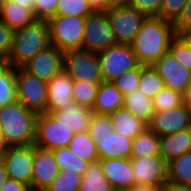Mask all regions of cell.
Segmentation results:
<instances>
[{
	"label": "cell",
	"mask_w": 191,
	"mask_h": 191,
	"mask_svg": "<svg viewBox=\"0 0 191 191\" xmlns=\"http://www.w3.org/2000/svg\"><path fill=\"white\" fill-rule=\"evenodd\" d=\"M175 36L173 22L159 16L147 17L131 43L139 63L151 66L169 50Z\"/></svg>",
	"instance_id": "obj_1"
},
{
	"label": "cell",
	"mask_w": 191,
	"mask_h": 191,
	"mask_svg": "<svg viewBox=\"0 0 191 191\" xmlns=\"http://www.w3.org/2000/svg\"><path fill=\"white\" fill-rule=\"evenodd\" d=\"M51 45L47 20H35L32 24L14 31L13 44L6 64L22 67L38 52Z\"/></svg>",
	"instance_id": "obj_2"
},
{
	"label": "cell",
	"mask_w": 191,
	"mask_h": 191,
	"mask_svg": "<svg viewBox=\"0 0 191 191\" xmlns=\"http://www.w3.org/2000/svg\"><path fill=\"white\" fill-rule=\"evenodd\" d=\"M37 113L20 101L0 108V125L8 146L35 144Z\"/></svg>",
	"instance_id": "obj_3"
},
{
	"label": "cell",
	"mask_w": 191,
	"mask_h": 191,
	"mask_svg": "<svg viewBox=\"0 0 191 191\" xmlns=\"http://www.w3.org/2000/svg\"><path fill=\"white\" fill-rule=\"evenodd\" d=\"M85 17L52 16L48 22L50 42L62 52L83 49Z\"/></svg>",
	"instance_id": "obj_4"
},
{
	"label": "cell",
	"mask_w": 191,
	"mask_h": 191,
	"mask_svg": "<svg viewBox=\"0 0 191 191\" xmlns=\"http://www.w3.org/2000/svg\"><path fill=\"white\" fill-rule=\"evenodd\" d=\"M103 81L113 82L124 72L137 68L140 63L131 44L117 43L98 52Z\"/></svg>",
	"instance_id": "obj_5"
},
{
	"label": "cell",
	"mask_w": 191,
	"mask_h": 191,
	"mask_svg": "<svg viewBox=\"0 0 191 191\" xmlns=\"http://www.w3.org/2000/svg\"><path fill=\"white\" fill-rule=\"evenodd\" d=\"M117 43L131 44L147 16L129 5L109 7L106 11Z\"/></svg>",
	"instance_id": "obj_6"
},
{
	"label": "cell",
	"mask_w": 191,
	"mask_h": 191,
	"mask_svg": "<svg viewBox=\"0 0 191 191\" xmlns=\"http://www.w3.org/2000/svg\"><path fill=\"white\" fill-rule=\"evenodd\" d=\"M74 81L103 82L98 53L85 49L64 52V67Z\"/></svg>",
	"instance_id": "obj_7"
},
{
	"label": "cell",
	"mask_w": 191,
	"mask_h": 191,
	"mask_svg": "<svg viewBox=\"0 0 191 191\" xmlns=\"http://www.w3.org/2000/svg\"><path fill=\"white\" fill-rule=\"evenodd\" d=\"M17 100L28 109L45 113L47 109L48 82L35 77L22 67L16 68Z\"/></svg>",
	"instance_id": "obj_8"
},
{
	"label": "cell",
	"mask_w": 191,
	"mask_h": 191,
	"mask_svg": "<svg viewBox=\"0 0 191 191\" xmlns=\"http://www.w3.org/2000/svg\"><path fill=\"white\" fill-rule=\"evenodd\" d=\"M117 44L105 11L92 12L86 17L83 49L100 52Z\"/></svg>",
	"instance_id": "obj_9"
},
{
	"label": "cell",
	"mask_w": 191,
	"mask_h": 191,
	"mask_svg": "<svg viewBox=\"0 0 191 191\" xmlns=\"http://www.w3.org/2000/svg\"><path fill=\"white\" fill-rule=\"evenodd\" d=\"M74 134L65 126L58 123L50 114H37L35 129L36 146L51 150L67 147Z\"/></svg>",
	"instance_id": "obj_10"
},
{
	"label": "cell",
	"mask_w": 191,
	"mask_h": 191,
	"mask_svg": "<svg viewBox=\"0 0 191 191\" xmlns=\"http://www.w3.org/2000/svg\"><path fill=\"white\" fill-rule=\"evenodd\" d=\"M9 178L31 186L34 144L9 146L1 155Z\"/></svg>",
	"instance_id": "obj_11"
},
{
	"label": "cell",
	"mask_w": 191,
	"mask_h": 191,
	"mask_svg": "<svg viewBox=\"0 0 191 191\" xmlns=\"http://www.w3.org/2000/svg\"><path fill=\"white\" fill-rule=\"evenodd\" d=\"M148 127L158 136L173 134L191 128V108L182 105L162 112H155Z\"/></svg>",
	"instance_id": "obj_12"
},
{
	"label": "cell",
	"mask_w": 191,
	"mask_h": 191,
	"mask_svg": "<svg viewBox=\"0 0 191 191\" xmlns=\"http://www.w3.org/2000/svg\"><path fill=\"white\" fill-rule=\"evenodd\" d=\"M152 68L164 81V86L184 95L191 80V70L185 68L168 50Z\"/></svg>",
	"instance_id": "obj_13"
},
{
	"label": "cell",
	"mask_w": 191,
	"mask_h": 191,
	"mask_svg": "<svg viewBox=\"0 0 191 191\" xmlns=\"http://www.w3.org/2000/svg\"><path fill=\"white\" fill-rule=\"evenodd\" d=\"M64 67V52L54 45L38 52L22 68L40 80L49 82Z\"/></svg>",
	"instance_id": "obj_14"
},
{
	"label": "cell",
	"mask_w": 191,
	"mask_h": 191,
	"mask_svg": "<svg viewBox=\"0 0 191 191\" xmlns=\"http://www.w3.org/2000/svg\"><path fill=\"white\" fill-rule=\"evenodd\" d=\"M135 184L164 185L167 181V163L161 155L131 157Z\"/></svg>",
	"instance_id": "obj_15"
},
{
	"label": "cell",
	"mask_w": 191,
	"mask_h": 191,
	"mask_svg": "<svg viewBox=\"0 0 191 191\" xmlns=\"http://www.w3.org/2000/svg\"><path fill=\"white\" fill-rule=\"evenodd\" d=\"M53 150L38 147L34 144L31 188L33 191H44L60 173Z\"/></svg>",
	"instance_id": "obj_16"
},
{
	"label": "cell",
	"mask_w": 191,
	"mask_h": 191,
	"mask_svg": "<svg viewBox=\"0 0 191 191\" xmlns=\"http://www.w3.org/2000/svg\"><path fill=\"white\" fill-rule=\"evenodd\" d=\"M74 80L62 70L48 82L46 114L56 112L74 102Z\"/></svg>",
	"instance_id": "obj_17"
},
{
	"label": "cell",
	"mask_w": 191,
	"mask_h": 191,
	"mask_svg": "<svg viewBox=\"0 0 191 191\" xmlns=\"http://www.w3.org/2000/svg\"><path fill=\"white\" fill-rule=\"evenodd\" d=\"M91 138L96 143L99 159L131 158L133 139L114 131Z\"/></svg>",
	"instance_id": "obj_18"
},
{
	"label": "cell",
	"mask_w": 191,
	"mask_h": 191,
	"mask_svg": "<svg viewBox=\"0 0 191 191\" xmlns=\"http://www.w3.org/2000/svg\"><path fill=\"white\" fill-rule=\"evenodd\" d=\"M99 160L105 178L115 189L132 188L135 185L130 159L107 158Z\"/></svg>",
	"instance_id": "obj_19"
},
{
	"label": "cell",
	"mask_w": 191,
	"mask_h": 191,
	"mask_svg": "<svg viewBox=\"0 0 191 191\" xmlns=\"http://www.w3.org/2000/svg\"><path fill=\"white\" fill-rule=\"evenodd\" d=\"M58 123L65 126L73 133L89 130L90 120L93 115L91 109L73 102L64 108L49 113Z\"/></svg>",
	"instance_id": "obj_20"
},
{
	"label": "cell",
	"mask_w": 191,
	"mask_h": 191,
	"mask_svg": "<svg viewBox=\"0 0 191 191\" xmlns=\"http://www.w3.org/2000/svg\"><path fill=\"white\" fill-rule=\"evenodd\" d=\"M124 106V95L112 82L100 83L92 112L109 115Z\"/></svg>",
	"instance_id": "obj_21"
},
{
	"label": "cell",
	"mask_w": 191,
	"mask_h": 191,
	"mask_svg": "<svg viewBox=\"0 0 191 191\" xmlns=\"http://www.w3.org/2000/svg\"><path fill=\"white\" fill-rule=\"evenodd\" d=\"M191 151V128L160 137V155L166 163Z\"/></svg>",
	"instance_id": "obj_22"
},
{
	"label": "cell",
	"mask_w": 191,
	"mask_h": 191,
	"mask_svg": "<svg viewBox=\"0 0 191 191\" xmlns=\"http://www.w3.org/2000/svg\"><path fill=\"white\" fill-rule=\"evenodd\" d=\"M109 117L113 131L131 139H134L148 126L125 107L117 109L115 112L109 114Z\"/></svg>",
	"instance_id": "obj_23"
},
{
	"label": "cell",
	"mask_w": 191,
	"mask_h": 191,
	"mask_svg": "<svg viewBox=\"0 0 191 191\" xmlns=\"http://www.w3.org/2000/svg\"><path fill=\"white\" fill-rule=\"evenodd\" d=\"M0 20L14 31L37 20L34 14L20 5L4 1L0 3Z\"/></svg>",
	"instance_id": "obj_24"
},
{
	"label": "cell",
	"mask_w": 191,
	"mask_h": 191,
	"mask_svg": "<svg viewBox=\"0 0 191 191\" xmlns=\"http://www.w3.org/2000/svg\"><path fill=\"white\" fill-rule=\"evenodd\" d=\"M135 117L141 119L147 125L150 123L155 111L153 99L144 95L139 89L124 96V106Z\"/></svg>",
	"instance_id": "obj_25"
},
{
	"label": "cell",
	"mask_w": 191,
	"mask_h": 191,
	"mask_svg": "<svg viewBox=\"0 0 191 191\" xmlns=\"http://www.w3.org/2000/svg\"><path fill=\"white\" fill-rule=\"evenodd\" d=\"M78 191H115L114 186L104 176L100 160L89 164Z\"/></svg>",
	"instance_id": "obj_26"
},
{
	"label": "cell",
	"mask_w": 191,
	"mask_h": 191,
	"mask_svg": "<svg viewBox=\"0 0 191 191\" xmlns=\"http://www.w3.org/2000/svg\"><path fill=\"white\" fill-rule=\"evenodd\" d=\"M17 100L16 68L0 63V108Z\"/></svg>",
	"instance_id": "obj_27"
},
{
	"label": "cell",
	"mask_w": 191,
	"mask_h": 191,
	"mask_svg": "<svg viewBox=\"0 0 191 191\" xmlns=\"http://www.w3.org/2000/svg\"><path fill=\"white\" fill-rule=\"evenodd\" d=\"M160 155V136L148 126L133 139L131 157Z\"/></svg>",
	"instance_id": "obj_28"
},
{
	"label": "cell",
	"mask_w": 191,
	"mask_h": 191,
	"mask_svg": "<svg viewBox=\"0 0 191 191\" xmlns=\"http://www.w3.org/2000/svg\"><path fill=\"white\" fill-rule=\"evenodd\" d=\"M67 147L74 155L84 161L91 163L99 160L96 143L88 131L75 133Z\"/></svg>",
	"instance_id": "obj_29"
},
{
	"label": "cell",
	"mask_w": 191,
	"mask_h": 191,
	"mask_svg": "<svg viewBox=\"0 0 191 191\" xmlns=\"http://www.w3.org/2000/svg\"><path fill=\"white\" fill-rule=\"evenodd\" d=\"M167 181L191 185V151L167 163Z\"/></svg>",
	"instance_id": "obj_30"
},
{
	"label": "cell",
	"mask_w": 191,
	"mask_h": 191,
	"mask_svg": "<svg viewBox=\"0 0 191 191\" xmlns=\"http://www.w3.org/2000/svg\"><path fill=\"white\" fill-rule=\"evenodd\" d=\"M53 152L60 170H68V172L72 170L84 175V172L88 169L90 163L74 155L68 147L56 148Z\"/></svg>",
	"instance_id": "obj_31"
},
{
	"label": "cell",
	"mask_w": 191,
	"mask_h": 191,
	"mask_svg": "<svg viewBox=\"0 0 191 191\" xmlns=\"http://www.w3.org/2000/svg\"><path fill=\"white\" fill-rule=\"evenodd\" d=\"M163 88L164 81L152 66L141 65V77L138 89L147 97L153 99Z\"/></svg>",
	"instance_id": "obj_32"
},
{
	"label": "cell",
	"mask_w": 191,
	"mask_h": 191,
	"mask_svg": "<svg viewBox=\"0 0 191 191\" xmlns=\"http://www.w3.org/2000/svg\"><path fill=\"white\" fill-rule=\"evenodd\" d=\"M100 83H90L86 81H74L73 97L74 102L92 109Z\"/></svg>",
	"instance_id": "obj_33"
},
{
	"label": "cell",
	"mask_w": 191,
	"mask_h": 191,
	"mask_svg": "<svg viewBox=\"0 0 191 191\" xmlns=\"http://www.w3.org/2000/svg\"><path fill=\"white\" fill-rule=\"evenodd\" d=\"M83 175L76 172L61 170L53 182L44 191H78Z\"/></svg>",
	"instance_id": "obj_34"
},
{
	"label": "cell",
	"mask_w": 191,
	"mask_h": 191,
	"mask_svg": "<svg viewBox=\"0 0 191 191\" xmlns=\"http://www.w3.org/2000/svg\"><path fill=\"white\" fill-rule=\"evenodd\" d=\"M184 103V95L171 90L169 88H163L153 98V108L155 112H162L168 109L177 107Z\"/></svg>",
	"instance_id": "obj_35"
},
{
	"label": "cell",
	"mask_w": 191,
	"mask_h": 191,
	"mask_svg": "<svg viewBox=\"0 0 191 191\" xmlns=\"http://www.w3.org/2000/svg\"><path fill=\"white\" fill-rule=\"evenodd\" d=\"M92 12L87 0H59L56 15L86 18Z\"/></svg>",
	"instance_id": "obj_36"
},
{
	"label": "cell",
	"mask_w": 191,
	"mask_h": 191,
	"mask_svg": "<svg viewBox=\"0 0 191 191\" xmlns=\"http://www.w3.org/2000/svg\"><path fill=\"white\" fill-rule=\"evenodd\" d=\"M169 51L181 65L191 70V45L184 36L176 35L171 40Z\"/></svg>",
	"instance_id": "obj_37"
},
{
	"label": "cell",
	"mask_w": 191,
	"mask_h": 191,
	"mask_svg": "<svg viewBox=\"0 0 191 191\" xmlns=\"http://www.w3.org/2000/svg\"><path fill=\"white\" fill-rule=\"evenodd\" d=\"M140 77L141 64L137 68L124 72L112 83L125 96L132 91L135 92L136 90H138Z\"/></svg>",
	"instance_id": "obj_38"
},
{
	"label": "cell",
	"mask_w": 191,
	"mask_h": 191,
	"mask_svg": "<svg viewBox=\"0 0 191 191\" xmlns=\"http://www.w3.org/2000/svg\"><path fill=\"white\" fill-rule=\"evenodd\" d=\"M128 5L147 17H160L162 0H129Z\"/></svg>",
	"instance_id": "obj_39"
},
{
	"label": "cell",
	"mask_w": 191,
	"mask_h": 191,
	"mask_svg": "<svg viewBox=\"0 0 191 191\" xmlns=\"http://www.w3.org/2000/svg\"><path fill=\"white\" fill-rule=\"evenodd\" d=\"M112 131L109 115L93 113L88 130L90 136L104 135Z\"/></svg>",
	"instance_id": "obj_40"
},
{
	"label": "cell",
	"mask_w": 191,
	"mask_h": 191,
	"mask_svg": "<svg viewBox=\"0 0 191 191\" xmlns=\"http://www.w3.org/2000/svg\"><path fill=\"white\" fill-rule=\"evenodd\" d=\"M187 0H162L160 17L174 22L181 14Z\"/></svg>",
	"instance_id": "obj_41"
},
{
	"label": "cell",
	"mask_w": 191,
	"mask_h": 191,
	"mask_svg": "<svg viewBox=\"0 0 191 191\" xmlns=\"http://www.w3.org/2000/svg\"><path fill=\"white\" fill-rule=\"evenodd\" d=\"M14 30L0 20V63H5L13 44Z\"/></svg>",
	"instance_id": "obj_42"
},
{
	"label": "cell",
	"mask_w": 191,
	"mask_h": 191,
	"mask_svg": "<svg viewBox=\"0 0 191 191\" xmlns=\"http://www.w3.org/2000/svg\"><path fill=\"white\" fill-rule=\"evenodd\" d=\"M59 0H34L35 18L39 20H48L56 16Z\"/></svg>",
	"instance_id": "obj_43"
},
{
	"label": "cell",
	"mask_w": 191,
	"mask_h": 191,
	"mask_svg": "<svg viewBox=\"0 0 191 191\" xmlns=\"http://www.w3.org/2000/svg\"><path fill=\"white\" fill-rule=\"evenodd\" d=\"M176 35L183 36L191 30V0H187L180 16L173 22Z\"/></svg>",
	"instance_id": "obj_44"
},
{
	"label": "cell",
	"mask_w": 191,
	"mask_h": 191,
	"mask_svg": "<svg viewBox=\"0 0 191 191\" xmlns=\"http://www.w3.org/2000/svg\"><path fill=\"white\" fill-rule=\"evenodd\" d=\"M1 191H33L31 186L8 178L3 184Z\"/></svg>",
	"instance_id": "obj_45"
},
{
	"label": "cell",
	"mask_w": 191,
	"mask_h": 191,
	"mask_svg": "<svg viewBox=\"0 0 191 191\" xmlns=\"http://www.w3.org/2000/svg\"><path fill=\"white\" fill-rule=\"evenodd\" d=\"M163 191H191V185L166 181L163 185Z\"/></svg>",
	"instance_id": "obj_46"
},
{
	"label": "cell",
	"mask_w": 191,
	"mask_h": 191,
	"mask_svg": "<svg viewBox=\"0 0 191 191\" xmlns=\"http://www.w3.org/2000/svg\"><path fill=\"white\" fill-rule=\"evenodd\" d=\"M93 12L106 11L109 7L106 5V0H87Z\"/></svg>",
	"instance_id": "obj_47"
},
{
	"label": "cell",
	"mask_w": 191,
	"mask_h": 191,
	"mask_svg": "<svg viewBox=\"0 0 191 191\" xmlns=\"http://www.w3.org/2000/svg\"><path fill=\"white\" fill-rule=\"evenodd\" d=\"M132 191H163V185H141L135 184Z\"/></svg>",
	"instance_id": "obj_48"
},
{
	"label": "cell",
	"mask_w": 191,
	"mask_h": 191,
	"mask_svg": "<svg viewBox=\"0 0 191 191\" xmlns=\"http://www.w3.org/2000/svg\"><path fill=\"white\" fill-rule=\"evenodd\" d=\"M13 3L20 5L23 8L30 10L35 16V3L34 0H13Z\"/></svg>",
	"instance_id": "obj_49"
},
{
	"label": "cell",
	"mask_w": 191,
	"mask_h": 191,
	"mask_svg": "<svg viewBox=\"0 0 191 191\" xmlns=\"http://www.w3.org/2000/svg\"><path fill=\"white\" fill-rule=\"evenodd\" d=\"M9 178L8 173L6 171L5 165L2 160H0V191L2 188V184Z\"/></svg>",
	"instance_id": "obj_50"
},
{
	"label": "cell",
	"mask_w": 191,
	"mask_h": 191,
	"mask_svg": "<svg viewBox=\"0 0 191 191\" xmlns=\"http://www.w3.org/2000/svg\"><path fill=\"white\" fill-rule=\"evenodd\" d=\"M129 0H106V5L108 7L128 5Z\"/></svg>",
	"instance_id": "obj_51"
},
{
	"label": "cell",
	"mask_w": 191,
	"mask_h": 191,
	"mask_svg": "<svg viewBox=\"0 0 191 191\" xmlns=\"http://www.w3.org/2000/svg\"><path fill=\"white\" fill-rule=\"evenodd\" d=\"M8 144L5 141L4 135L2 133L1 125H0V155L4 153V151L8 148Z\"/></svg>",
	"instance_id": "obj_52"
},
{
	"label": "cell",
	"mask_w": 191,
	"mask_h": 191,
	"mask_svg": "<svg viewBox=\"0 0 191 191\" xmlns=\"http://www.w3.org/2000/svg\"><path fill=\"white\" fill-rule=\"evenodd\" d=\"M184 102L191 107V80L187 85L186 92L184 93Z\"/></svg>",
	"instance_id": "obj_53"
},
{
	"label": "cell",
	"mask_w": 191,
	"mask_h": 191,
	"mask_svg": "<svg viewBox=\"0 0 191 191\" xmlns=\"http://www.w3.org/2000/svg\"><path fill=\"white\" fill-rule=\"evenodd\" d=\"M183 36L189 42V44L191 45V30L186 32Z\"/></svg>",
	"instance_id": "obj_54"
},
{
	"label": "cell",
	"mask_w": 191,
	"mask_h": 191,
	"mask_svg": "<svg viewBox=\"0 0 191 191\" xmlns=\"http://www.w3.org/2000/svg\"><path fill=\"white\" fill-rule=\"evenodd\" d=\"M115 191H132V188L115 189Z\"/></svg>",
	"instance_id": "obj_55"
},
{
	"label": "cell",
	"mask_w": 191,
	"mask_h": 191,
	"mask_svg": "<svg viewBox=\"0 0 191 191\" xmlns=\"http://www.w3.org/2000/svg\"><path fill=\"white\" fill-rule=\"evenodd\" d=\"M4 1H10V2H13V0H0V3L4 2Z\"/></svg>",
	"instance_id": "obj_56"
}]
</instances>
